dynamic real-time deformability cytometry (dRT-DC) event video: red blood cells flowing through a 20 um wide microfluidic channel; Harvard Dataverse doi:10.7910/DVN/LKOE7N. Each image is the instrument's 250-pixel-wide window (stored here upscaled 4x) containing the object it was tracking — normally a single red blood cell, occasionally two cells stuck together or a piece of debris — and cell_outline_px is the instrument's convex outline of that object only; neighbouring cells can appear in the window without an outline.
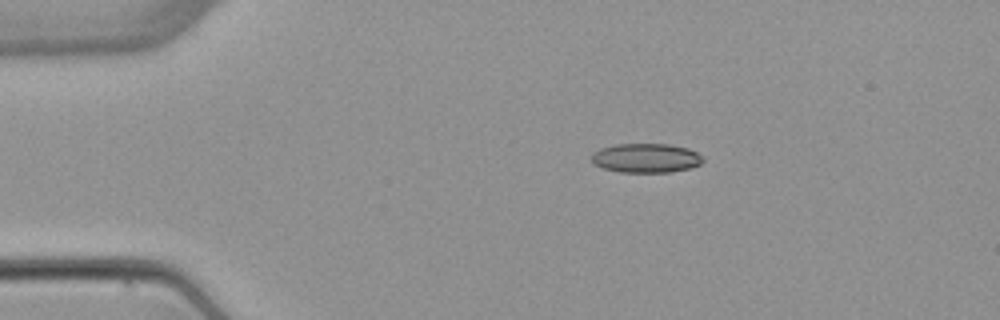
{"species": "common noctule bat (a hibernating species)", "species_latin": "Nyctalus noctula", "temperature_condition": "warm", "stored_images_in_passage": 6, "camera_frame_rate_fps": 3000, "um_per_image_px": 0.085, "animal": {"sex": "female", "body_mass_g": 22.7, "forearm_length_mm": 54.2}, "frame": {"image": 1, "passage_image": 3, "time_ms": 2.333, "image_size_px": [1000, 320], "cell_outline_px": [[704, 160], [700, 164], [692, 168], [672, 172], [620, 172], [604, 168], [592, 164], [592, 152], [600, 148], [612, 144], [668, 144], [688, 148], [704, 156]], "centroid_in_image_um": [54.91, 13.43], "position_along_channel_um": 30.1, "area_um2": 19.25}}
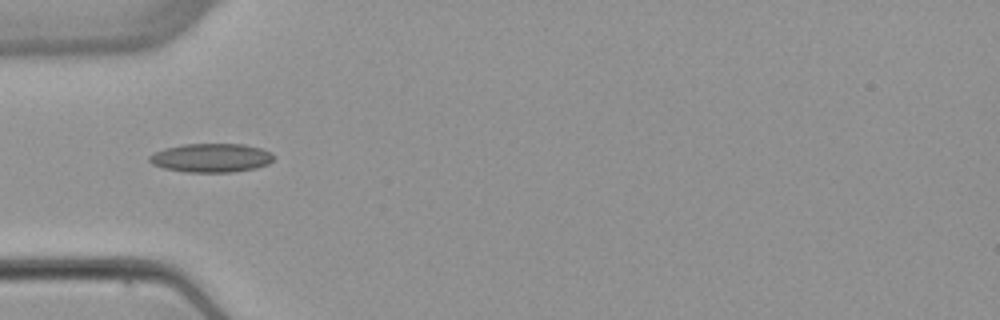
{"frame": {"image": 2, "passage_image": 5, "time_ms": 4.667, "image_size_px": [1000, 320], "cell_outline_px": [[272, 160], [268, 164], [256, 168], [232, 172], [184, 172], [164, 168], [152, 164], [148, 160], [148, 156], [164, 148], [184, 144], [244, 144], [260, 148], [268, 152], [272, 156]], "centroid_in_image_um": [17.91, 13.42], "position_along_channel_um": 67.1, "area_um2": 20.75}}
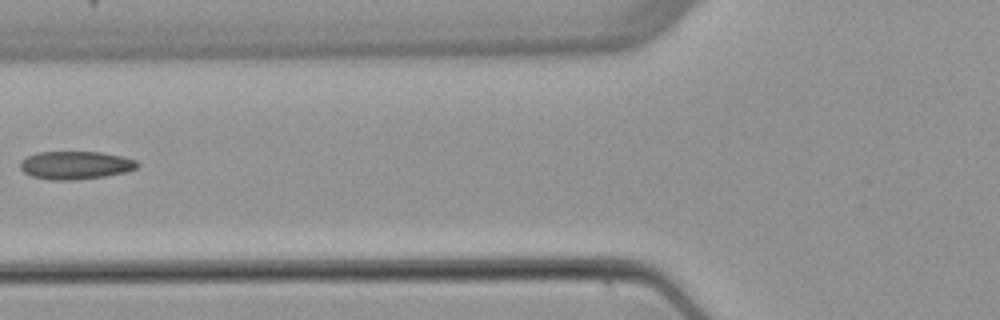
{"frame": {"image": 3, "passage_image": 6, "time_ms": 6.0, "image_size_px": [1000, 320], "cell_outline_px": [[140, 164], [136, 168], [124, 172], [104, 176], [72, 180], [52, 180], [32, 176], [24, 172], [20, 168], [20, 160], [36, 152], [100, 152], [124, 156], [136, 160]], "centroid_in_image_um": [6.41, 14.03], "position_along_channel_um": 119.4, "area_um2": 19.13}}